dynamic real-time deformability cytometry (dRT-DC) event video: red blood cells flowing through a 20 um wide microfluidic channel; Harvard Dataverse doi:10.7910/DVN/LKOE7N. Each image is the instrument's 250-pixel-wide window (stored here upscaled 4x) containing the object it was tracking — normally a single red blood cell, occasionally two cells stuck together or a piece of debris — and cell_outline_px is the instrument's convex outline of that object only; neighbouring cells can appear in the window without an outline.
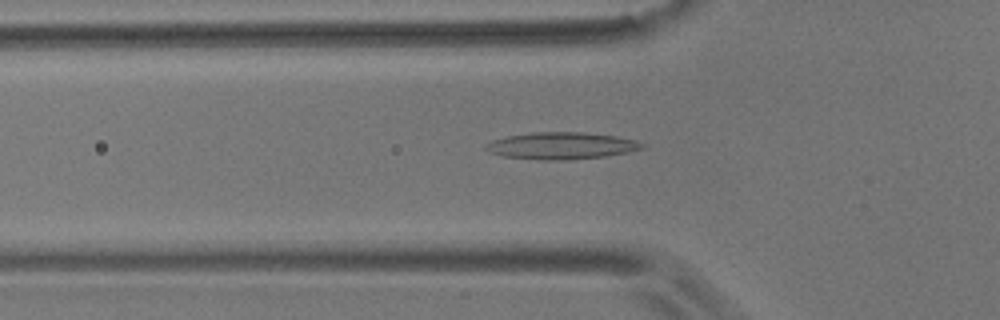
{"species": "common noctule bat (a hibernating species)", "species_latin": "Nyctalus noctula", "temperature_condition": "room temperature", "stored_images_in_passage": 41, "camera_frame_rate_fps": 3000, "um_per_image_px": 0.085, "animal": {"sex": "male", "body_mass_g": 17.9}, "frame": {"image": 1, "passage_image": 8, "time_ms": 2.333, "image_size_px": [1000, 320], "cell_outline_px": [[644, 148], [628, 152], [604, 156], [568, 160], [540, 160], [504, 156], [488, 152], [484, 148], [484, 144], [492, 140], [508, 136], [532, 132], [584, 132], [616, 136], [636, 140], [644, 144]], "centroid_in_image_um": [47.7, 12.38], "position_along_channel_um": 78.1, "area_um2": 24.62}}
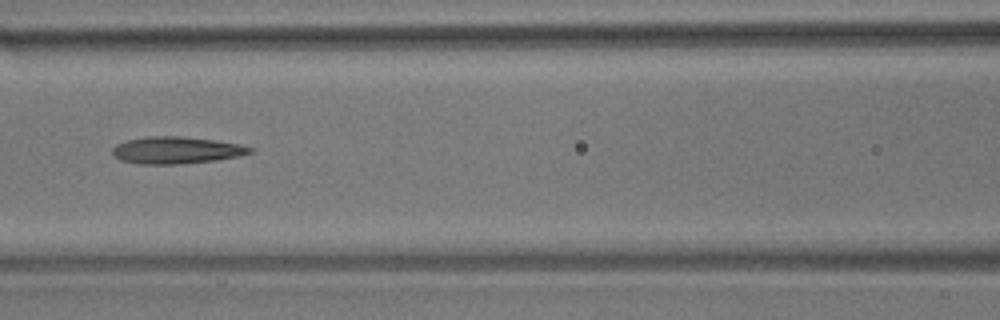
{"frame": {"image": 2, "passage_image": 14, "time_ms": 4.333, "image_size_px": [1000, 320], "cell_outline_px": [[256, 152], [240, 156], [216, 160], [180, 164], [136, 164], [120, 160], [112, 156], [112, 148], [116, 144], [128, 140], [148, 136], [180, 136], [212, 140], [240, 144], [256, 148]], "centroid_in_image_um": [15.01, 12.77], "position_along_channel_um": 151.6, "area_um2": 21.91}}
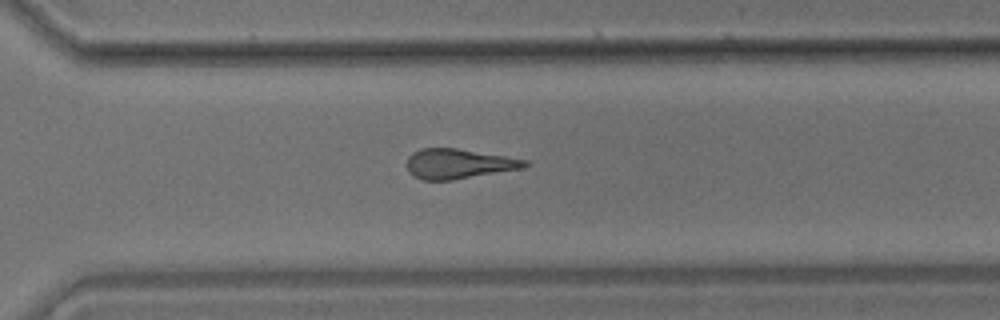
{"frame": {"image": 3, "passage_image": 29, "time_ms": 9.333, "image_size_px": [1000, 320], "cell_outline_px": [[532, 164], [520, 168], [452, 180], [420, 180], [412, 176], [408, 172], [408, 156], [412, 152], [420, 148], [456, 148], [528, 160]], "centroid_in_image_um": [38.93, 13.92], "position_along_channel_um": 331.7, "area_um2": 20.4}, "authors_computed_cell_mechanics": {"area_um2": 20.6924, "velocity_mm_per_s": 3.6094, "shape_relaxation_time_tau1_ms": null, "shape_relaxation_time_tau2_ms": 2.9759, "deformation_change_tau1": null, "deformation_change_tau2": 0.1556}}